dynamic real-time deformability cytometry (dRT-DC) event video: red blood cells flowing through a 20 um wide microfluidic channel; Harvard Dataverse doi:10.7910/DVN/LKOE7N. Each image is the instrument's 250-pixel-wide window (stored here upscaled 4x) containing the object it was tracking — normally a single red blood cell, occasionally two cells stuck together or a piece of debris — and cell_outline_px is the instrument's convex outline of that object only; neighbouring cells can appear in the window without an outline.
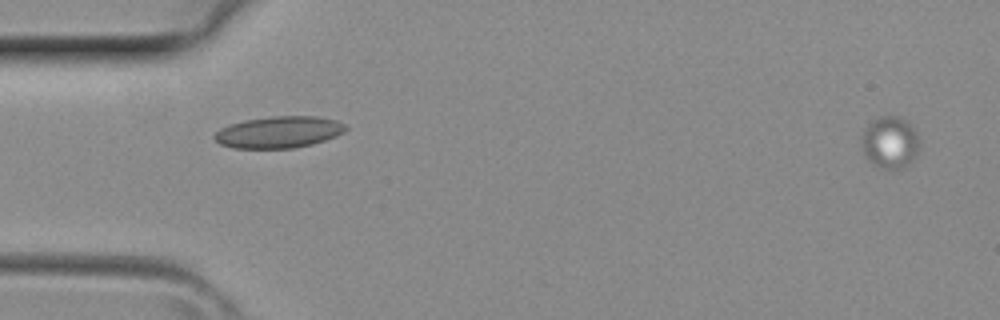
{"species": "common noctule bat (a hibernating species)", "species_latin": "Nyctalus noctula", "temperature_condition": "room temperature", "stored_images_in_passage": 2, "camera_frame_rate_fps": 3000, "um_per_image_px": 0.085, "animal": {"sex": "female", "body_mass_g": 29.2, "forearm_length_mm": 56.3}, "frame": {"image": 1, "passage_image": 2, "time_ms": 0.333, "image_size_px": [1000, 320], "cell_outline_px": [[920, 144], [916, 152], [908, 164], [896, 172], [888, 172], [872, 164], [864, 156], [860, 140], [868, 124], [872, 120], [880, 116], [900, 116], [916, 132], [920, 140]], "centroid_in_image_um": [75.62, 12.16], "position_along_channel_um": 9.4, "area_um2": 17.86}}